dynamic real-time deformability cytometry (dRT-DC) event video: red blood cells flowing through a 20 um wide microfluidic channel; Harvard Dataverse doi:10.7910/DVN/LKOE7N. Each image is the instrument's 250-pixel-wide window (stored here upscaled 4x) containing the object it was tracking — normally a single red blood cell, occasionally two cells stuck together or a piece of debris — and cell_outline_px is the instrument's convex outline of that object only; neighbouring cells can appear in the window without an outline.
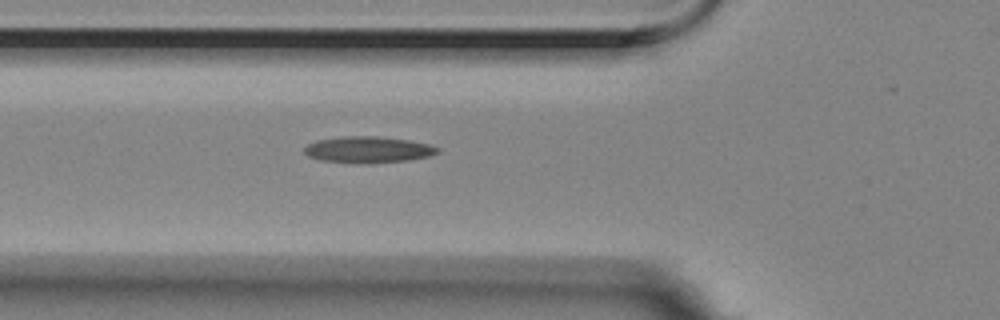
{"species": "Egyptian fruit bat (a non-hibernating species)", "species_latin": "Rousettus aegyptiacus", "temperature_condition": "room temperature", "stored_images_in_passage": 2, "camera_frame_rate_fps": 3000, "um_per_image_px": 0.085, "animal": {"sex": "female"}, "frame": {"image": 1, "passage_image": 2, "time_ms": 0.333, "image_size_px": [1000, 320], "cell_outline_px": [[440, 152], [428, 156], [408, 160], [368, 164], [356, 164], [320, 160], [308, 156], [304, 152], [304, 148], [308, 144], [316, 140], [340, 136], [380, 136], [408, 140], [428, 144], [440, 148]], "centroid_in_image_um": [31.27, 12.72], "position_along_channel_um": 94.5, "area_um2": 20.75}}